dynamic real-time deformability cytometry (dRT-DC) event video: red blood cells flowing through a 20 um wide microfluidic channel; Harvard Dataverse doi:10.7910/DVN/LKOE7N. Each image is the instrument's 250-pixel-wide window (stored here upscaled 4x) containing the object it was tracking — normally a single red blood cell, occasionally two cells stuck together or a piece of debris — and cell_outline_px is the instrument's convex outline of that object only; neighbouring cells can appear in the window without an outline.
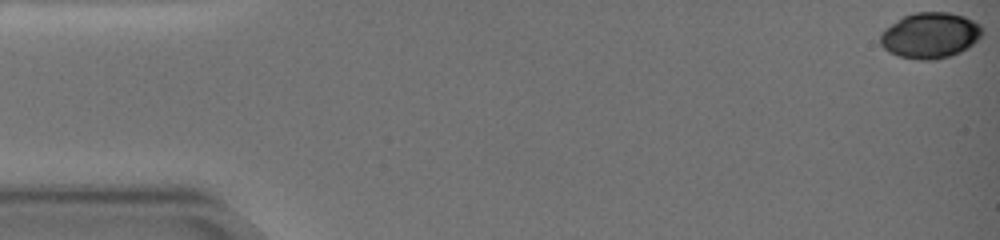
{"species": "common noctule bat (a hibernating species)", "species_latin": "Nyctalus noctula", "temperature_condition": "warm", "stored_images_in_passage": 7, "camera_frame_rate_fps": 3000, "um_per_image_px": 0.085, "animal": {"sex": "female", "body_mass_g": 19.0, "forearm_length_mm": 51.5}, "frame": {"image": 1, "passage_image": 1, "time_ms": 0.0, "image_size_px": [1000, 240], "cell_outline_px": [[984, 32], [968, 48], [960, 52], [936, 60], [924, 60], [900, 56], [888, 52], [880, 44], [880, 32], [884, 28], [904, 16], [916, 12], [948, 12], [964, 16], [980, 24], [984, 28]], "centroid_in_image_um": [79.06, 3.0], "position_along_channel_um": 5.9, "area_um2": 27.22}}
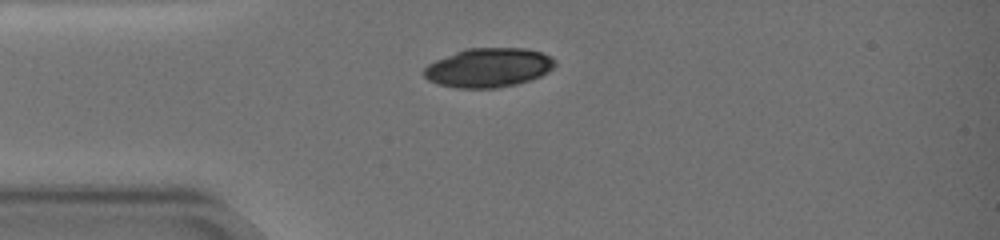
{"frame": {"image": 2, "passage_image": 6, "time_ms": 5.333, "image_size_px": [1000, 240], "cell_outline_px": [[556, 64], [548, 72], [540, 76], [516, 84], [496, 88], [456, 88], [436, 84], [428, 80], [424, 76], [424, 68], [428, 64], [436, 60], [464, 48], [524, 48], [540, 52], [552, 56], [556, 60]], "centroid_in_image_um": [41.51, 5.75], "position_along_channel_um": 43.5, "area_um2": 30.0}}